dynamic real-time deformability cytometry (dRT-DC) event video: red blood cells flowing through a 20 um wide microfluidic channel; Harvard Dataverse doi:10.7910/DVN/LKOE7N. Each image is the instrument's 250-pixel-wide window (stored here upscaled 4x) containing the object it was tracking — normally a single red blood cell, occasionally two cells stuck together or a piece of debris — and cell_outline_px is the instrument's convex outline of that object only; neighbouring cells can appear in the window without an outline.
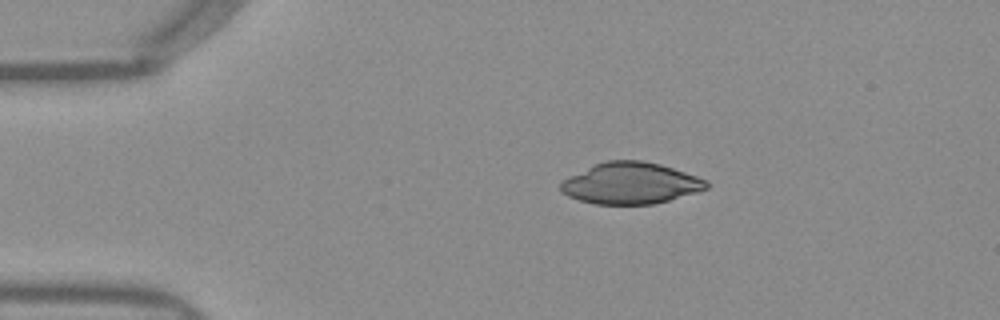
{"species": "Egyptian fruit bat (a non-hibernating species)", "species_latin": "Rousettus aegyptiacus", "temperature_condition": "warm", "stored_images_in_passage": 42, "camera_frame_rate_fps": 3000, "um_per_image_px": 0.085, "frame": {"image": 1, "passage_image": 1, "time_ms": 0.0, "image_size_px": [1000, 320], "cell_outline_px": [[712, 184], [708, 188], [696, 192], [668, 200], [652, 204], [596, 204], [580, 200], [568, 196], [560, 192], [560, 184], [568, 176], [604, 160], [640, 160], [660, 164], [708, 180]], "centroid_in_image_um": [53.6, 15.57], "position_along_channel_um": 31.4, "area_um2": 35.08}}